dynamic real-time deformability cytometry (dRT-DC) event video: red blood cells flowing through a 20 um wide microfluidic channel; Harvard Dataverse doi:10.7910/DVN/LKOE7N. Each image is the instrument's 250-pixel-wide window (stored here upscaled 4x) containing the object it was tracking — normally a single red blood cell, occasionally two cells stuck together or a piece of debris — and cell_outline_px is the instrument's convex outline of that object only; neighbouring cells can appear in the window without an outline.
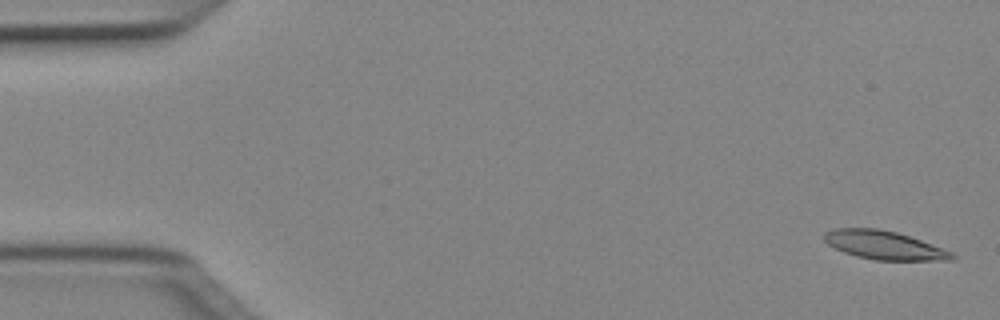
{"species": "Egyptian fruit bat (a non-hibernating species)", "species_latin": "Rousettus aegyptiacus", "temperature_condition": "cold", "stored_images_in_passage": 14, "camera_frame_rate_fps": 3000, "um_per_image_px": 0.085, "animal": {"sex": "female"}, "frame": {"image": 1, "passage_image": 2, "time_ms": 0.333, "image_size_px": [1000, 320], "cell_outline_px": [[956, 256], [952, 260], [876, 260], [856, 256], [844, 252], [828, 244], [824, 240], [824, 232], [836, 228], [880, 228], [896, 232], [920, 240], [952, 252]], "centroid_in_image_um": [75.13, 20.83], "position_along_channel_um": 9.9, "area_um2": 21.04}}